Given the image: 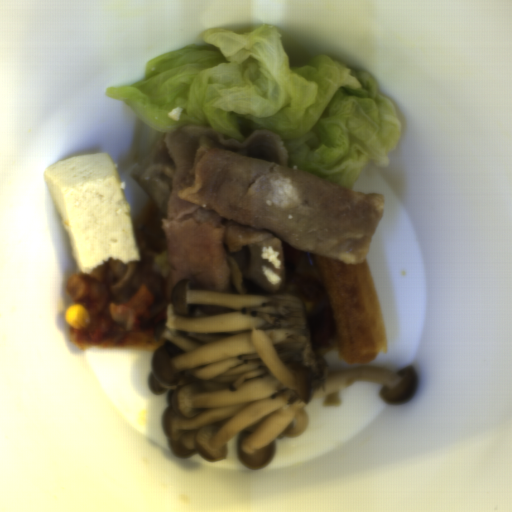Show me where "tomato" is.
<instances>
[{"label": "tomato", "instance_id": "1", "mask_svg": "<svg viewBox=\"0 0 512 512\" xmlns=\"http://www.w3.org/2000/svg\"><path fill=\"white\" fill-rule=\"evenodd\" d=\"M279 293L297 296L305 310L313 346L330 345L335 328L331 302L325 288L316 280L303 274H291L284 278Z\"/></svg>", "mask_w": 512, "mask_h": 512}]
</instances>
